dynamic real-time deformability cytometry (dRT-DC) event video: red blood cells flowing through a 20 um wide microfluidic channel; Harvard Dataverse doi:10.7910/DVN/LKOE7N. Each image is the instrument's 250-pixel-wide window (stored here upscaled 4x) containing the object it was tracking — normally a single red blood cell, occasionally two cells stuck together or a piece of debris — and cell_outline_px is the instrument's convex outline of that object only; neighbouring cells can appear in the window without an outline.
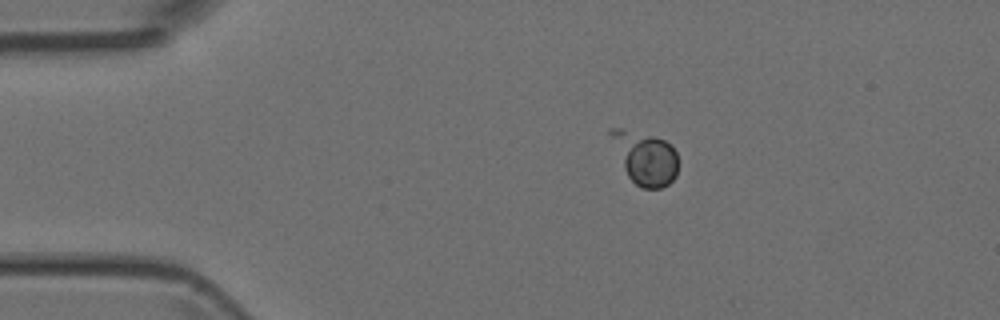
{"species": "Egyptian fruit bat (a non-hibernating species)", "species_latin": "Rousettus aegyptiacus", "temperature_condition": "room temperature", "stored_images_in_passage": 5, "camera_frame_rate_fps": 3000, "um_per_image_px": 0.085, "animal": {"sex": "female"}, "frame": {"image": 1, "passage_image": 3, "time_ms": 2.333, "image_size_px": [1000, 320], "cell_outline_px": [[676, 176], [668, 184], [660, 188], [644, 188], [636, 184], [628, 176], [624, 168], [608, 132], [608, 128], [620, 128], [656, 136], [672, 144], [676, 152]], "centroid_in_image_um": [54.83, 13.39], "position_along_channel_um": 30.2, "area_um2": 20.46}}